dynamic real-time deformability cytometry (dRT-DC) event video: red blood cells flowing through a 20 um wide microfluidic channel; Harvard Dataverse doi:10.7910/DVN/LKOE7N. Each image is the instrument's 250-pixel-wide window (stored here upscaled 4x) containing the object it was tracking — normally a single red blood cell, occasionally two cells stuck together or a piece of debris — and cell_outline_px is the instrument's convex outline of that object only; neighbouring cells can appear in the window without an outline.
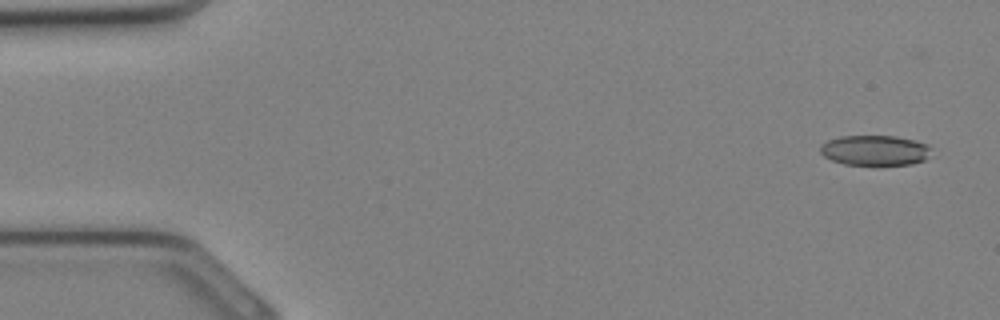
{"species": "Egyptian fruit bat (a non-hibernating species)", "species_latin": "Rousettus aegyptiacus", "temperature_condition": "cold", "stored_images_in_passage": 34, "camera_frame_rate_fps": 3000, "um_per_image_px": 0.085, "animal": {"sex": "female"}, "frame": {"image": 1, "passage_image": 2, "time_ms": 0.333, "image_size_px": [1000, 320], "cell_outline_px": [[932, 148], [924, 160], [912, 164], [880, 168], [876, 168], [844, 164], [832, 160], [824, 156], [820, 152], [820, 144], [828, 140], [840, 136], [896, 136], [916, 140], [928, 144]], "centroid_in_image_um": [74.38, 12.83], "position_along_channel_um": 10.6, "area_um2": 20.52}}
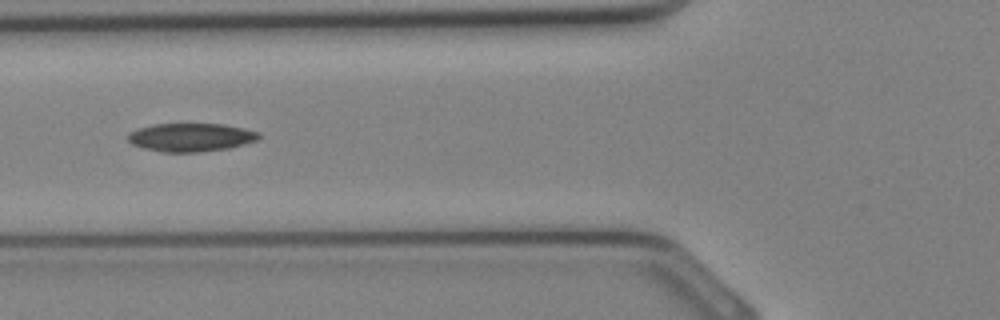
{"frame": {"image": 2, "passage_image": 13, "time_ms": 4.0, "image_size_px": [1000, 320], "cell_outline_px": [[260, 136], [256, 140], [244, 144], [228, 148], [196, 152], [160, 152], [144, 148], [132, 144], [128, 140], [128, 132], [152, 124], [224, 124], [244, 128], [260, 132]], "centroid_in_image_um": [16.21, 11.67], "position_along_channel_um": 109.6, "area_um2": 21.56}}
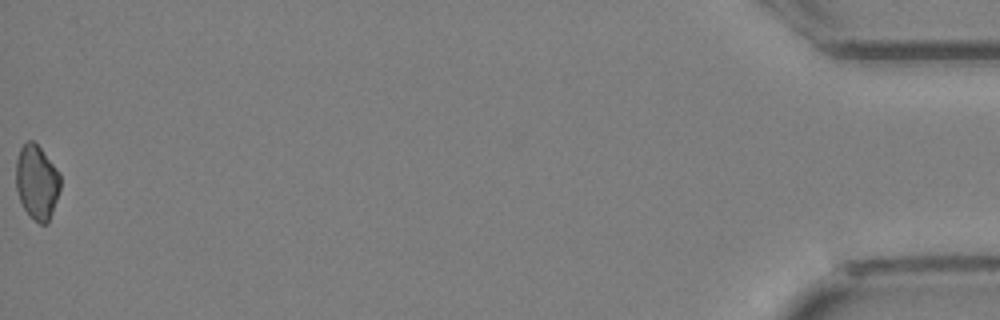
{"frame": {"image": 3, "passage_image": 34, "time_ms": 11.0, "image_size_px": [1000, 320], "cell_outline_px": [[60, 188], [48, 224], [40, 224], [24, 208], [20, 200], [16, 188], [16, 160], [20, 148], [28, 140], [32, 140], [40, 148], [60, 172]], "centroid_in_image_um": [3.13, 15.46], "position_along_channel_um": 432.1, "area_um2": 19.02}}